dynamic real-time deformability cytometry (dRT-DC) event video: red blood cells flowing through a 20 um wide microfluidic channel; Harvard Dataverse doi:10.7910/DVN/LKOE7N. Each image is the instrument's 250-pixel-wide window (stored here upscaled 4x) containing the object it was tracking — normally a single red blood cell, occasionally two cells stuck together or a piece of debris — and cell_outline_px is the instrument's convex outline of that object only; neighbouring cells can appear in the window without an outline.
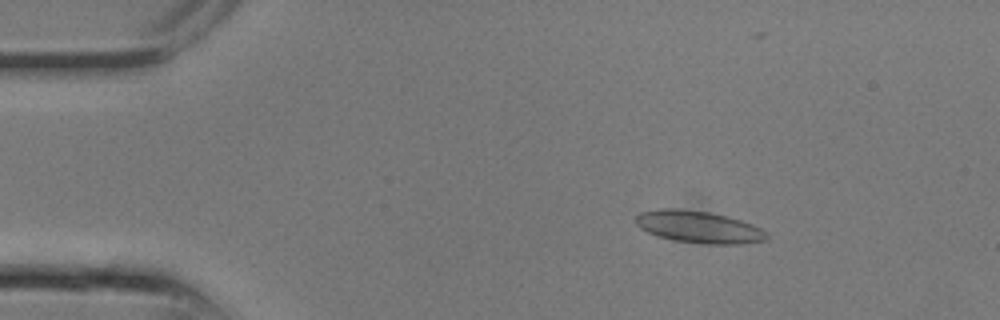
{"species": "common noctule bat (a hibernating species)", "species_latin": "Nyctalus noctula", "temperature_condition": "room temperature", "stored_images_in_passage": 16, "camera_frame_rate_fps": 3000, "um_per_image_px": 0.085, "animal": {"sex": "male", "body_mass_g": 13.3}, "frame": {"image": 1, "passage_image": 4, "time_ms": 1.0, "image_size_px": [1000, 320], "cell_outline_px": [[768, 236], [764, 240], [740, 244], [708, 244], [676, 240], [660, 236], [648, 232], [640, 228], [636, 224], [636, 216], [640, 212], [660, 208], [680, 208], [708, 212], [740, 220], [752, 224], [760, 228]], "centroid_in_image_um": [59.35, 19.28], "position_along_channel_um": 25.6, "area_um2": 24.1}}
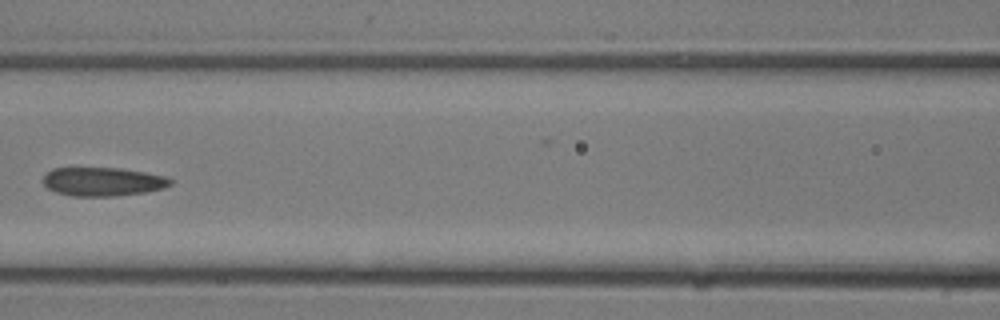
{"frame": {"image": 2, "passage_image": 11, "time_ms": 3.333, "image_size_px": [1000, 320], "cell_outline_px": [[172, 184], [164, 188], [144, 192], [116, 196], [72, 196], [56, 192], [48, 188], [44, 184], [44, 176], [52, 168], [120, 168], [168, 176], [172, 180]], "centroid_in_image_um": [8.77, 15.44], "position_along_channel_um": 157.8, "area_um2": 21.27}}
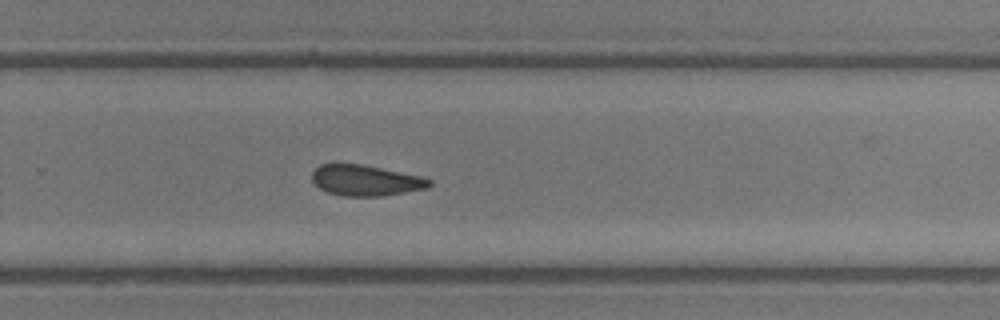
{"frame": {"image": 3, "passage_image": 16, "time_ms": 5.0, "image_size_px": [1000, 320], "cell_outline_px": [[432, 184], [428, 188], [380, 196], [344, 196], [328, 192], [320, 188], [312, 180], [312, 172], [320, 164], [360, 164], [420, 176], [432, 180]], "centroid_in_image_um": [31.08, 15.34], "position_along_channel_um": 298.7, "area_um2": 20.75}}